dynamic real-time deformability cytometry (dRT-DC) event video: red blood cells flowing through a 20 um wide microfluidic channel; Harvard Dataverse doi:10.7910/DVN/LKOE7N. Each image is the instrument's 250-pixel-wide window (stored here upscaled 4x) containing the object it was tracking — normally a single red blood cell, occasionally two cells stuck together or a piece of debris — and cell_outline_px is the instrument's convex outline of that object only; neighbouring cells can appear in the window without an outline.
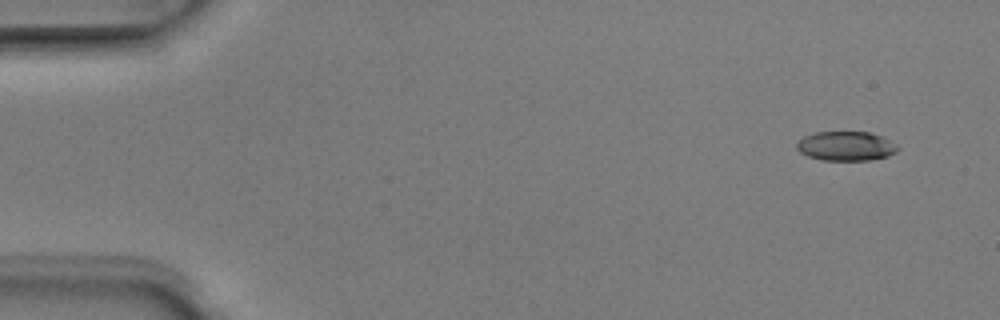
{"species": "Egyptian fruit bat (a non-hibernating species)", "species_latin": "Rousettus aegyptiacus", "temperature_condition": "room temperature", "stored_images_in_passage": 4, "segment_of_instrument_passage": [1, 2], "camera_frame_rate_fps": 3000, "um_per_image_px": 0.085, "animal": {"sex": "male"}, "frame": {"image": 1, "passage_image": 1, "time_ms": 0.0, "image_size_px": [1000, 320], "cell_outline_px": [[900, 148], [896, 152], [888, 156], [868, 160], [824, 160], [808, 156], [800, 152], [796, 148], [796, 144], [804, 136], [816, 132], [868, 132], [884, 136]], "centroid_in_image_um": [71.92, 12.41], "position_along_channel_um": 13.1, "area_um2": 17.22}}